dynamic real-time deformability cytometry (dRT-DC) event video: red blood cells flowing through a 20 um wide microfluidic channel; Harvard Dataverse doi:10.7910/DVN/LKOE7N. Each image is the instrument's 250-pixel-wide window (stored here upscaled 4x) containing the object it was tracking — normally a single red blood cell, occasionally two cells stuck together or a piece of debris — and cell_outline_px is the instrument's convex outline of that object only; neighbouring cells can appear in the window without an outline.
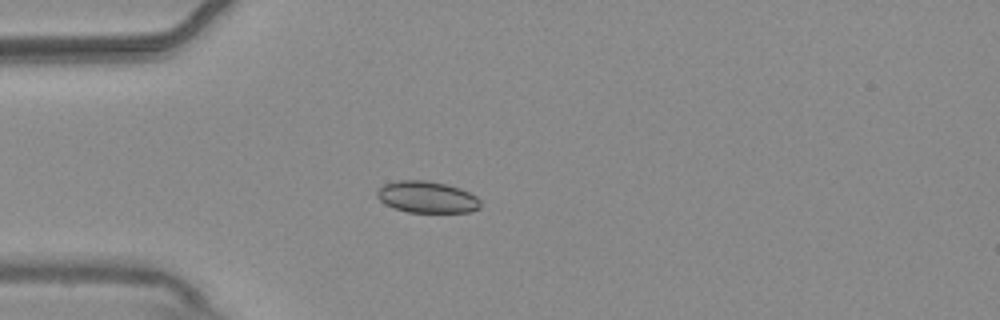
{"species": "common noctule bat (a hibernating species)", "species_latin": "Nyctalus noctula", "temperature_condition": "warm", "stored_images_in_passage": 41, "camera_frame_rate_fps": 3000, "um_per_image_px": 0.085, "animal": {"sex": "male", "body_mass_g": 20.4}, "frame": {"image": 1, "passage_image": 1, "time_ms": 0.0, "image_size_px": [1000, 320], "cell_outline_px": [[480, 208], [472, 212], [408, 212], [384, 204], [376, 196], [376, 192], [384, 184], [400, 180], [424, 180], [448, 184], [460, 188], [476, 196], [480, 200]], "centroid_in_image_um": [36.31, 16.75], "position_along_channel_um": 48.7, "area_um2": 19.07}}
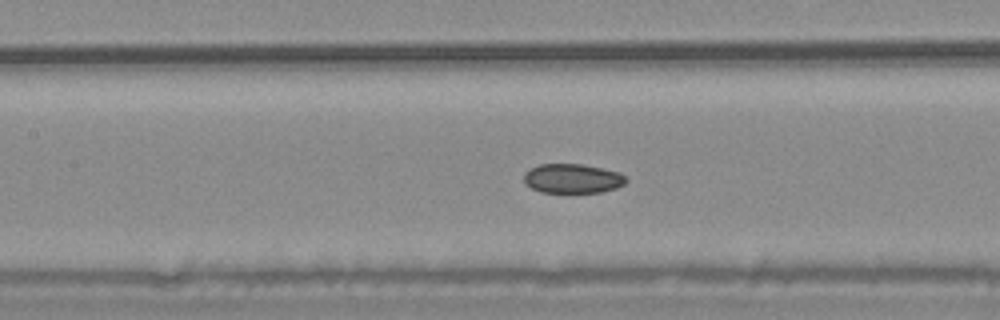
{"frame": {"image": 2, "passage_image": 11, "time_ms": 3.333, "image_size_px": [1000, 320], "cell_outline_px": [[628, 180], [624, 184], [616, 188], [600, 192], [540, 192], [524, 184], [524, 172], [528, 168], [540, 164], [580, 164], [620, 172]], "centroid_in_image_um": [48.62, 15.17], "position_along_channel_um": 158.8, "area_um2": 17.51}}
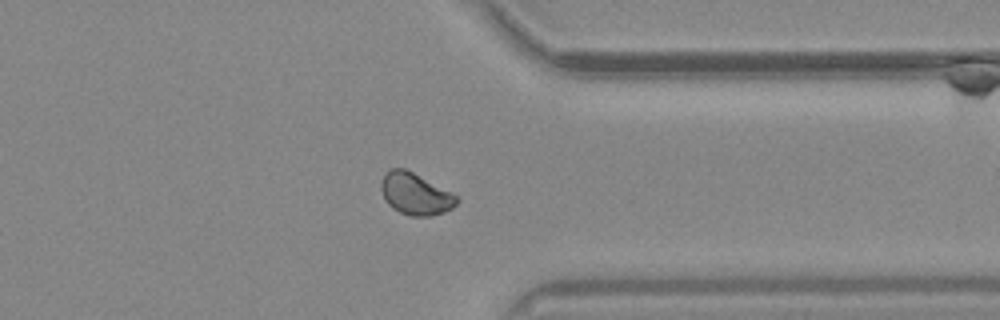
{"frame": {"image": 3, "passage_image": 29, "time_ms": 9.333, "image_size_px": [1000, 320], "cell_outline_px": [[460, 200], [452, 208], [444, 212], [432, 216], [408, 216], [392, 208], [384, 200], [380, 188], [380, 184], [384, 176], [392, 168], [404, 168], [412, 172], [456, 196]], "centroid_in_image_um": [35.27, 16.51], "position_along_channel_um": 376.1, "area_um2": 18.09}, "authors_computed_cell_mechanics": {"area_um2": 18.3804, "velocity_mm_per_s": 3.6866, "shape_relaxation_time_tau1_ms": null, "shape_relaxation_time_tau2_ms": 6.8271, "deformation_change_tau1": null, "deformation_change_tau2": 0.0819}}